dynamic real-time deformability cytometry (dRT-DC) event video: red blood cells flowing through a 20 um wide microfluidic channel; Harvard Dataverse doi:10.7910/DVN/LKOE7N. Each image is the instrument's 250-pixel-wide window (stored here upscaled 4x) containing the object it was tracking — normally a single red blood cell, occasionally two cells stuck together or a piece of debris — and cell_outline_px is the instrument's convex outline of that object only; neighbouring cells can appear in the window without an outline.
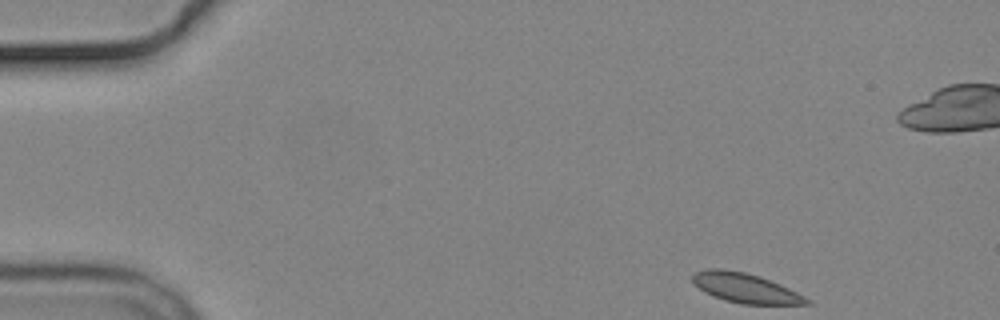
{"species": "common noctule bat (a hibernating species)", "species_latin": "Nyctalus noctula", "temperature_condition": "cold", "stored_images_in_passage": 5, "camera_frame_rate_fps": 3000, "um_per_image_px": 0.085, "animal": {"sex": "male", "body_mass_g": 19.2, "forearm_length_mm": 51.8}, "frame": {"image": 1, "passage_image": 1, "time_ms": 0.0, "image_size_px": [1000, 320], "cell_outline_px": [[812, 304], [740, 304], [724, 300], [704, 292], [692, 284], [692, 272], [708, 268], [724, 268], [744, 272], [760, 276], [780, 284], [812, 300]], "centroid_in_image_um": [63.31, 24.47], "position_along_channel_um": 21.7, "area_um2": 19.94}}